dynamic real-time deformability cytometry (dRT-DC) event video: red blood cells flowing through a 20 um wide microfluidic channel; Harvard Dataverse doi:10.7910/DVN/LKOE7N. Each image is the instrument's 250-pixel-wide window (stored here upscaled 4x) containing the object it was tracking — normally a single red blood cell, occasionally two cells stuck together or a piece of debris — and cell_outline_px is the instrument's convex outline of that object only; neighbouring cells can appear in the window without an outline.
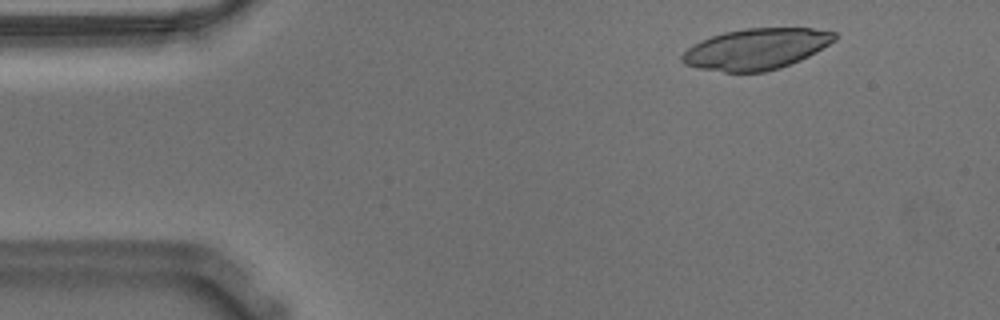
{"species": "Egyptian fruit bat (a non-hibernating species)", "species_latin": "Rousettus aegyptiacus", "temperature_condition": "warm", "stored_images_in_passage": 53, "camera_frame_rate_fps": 3000, "um_per_image_px": 0.085, "animal": {"sex": "male"}, "frame": {"image": 1, "passage_image": 4, "time_ms": 1.0, "image_size_px": [1000, 320], "cell_outline_px": [[836, 40], [816, 52], [800, 60], [780, 68], [764, 72], [724, 72], [696, 68], [684, 64], [680, 60], [680, 56], [692, 44], [700, 40], [724, 32], [744, 28], [812, 28], [836, 32]], "centroid_in_image_um": [64.25, 4.17], "position_along_channel_um": 20.7, "area_um2": 36.65}}